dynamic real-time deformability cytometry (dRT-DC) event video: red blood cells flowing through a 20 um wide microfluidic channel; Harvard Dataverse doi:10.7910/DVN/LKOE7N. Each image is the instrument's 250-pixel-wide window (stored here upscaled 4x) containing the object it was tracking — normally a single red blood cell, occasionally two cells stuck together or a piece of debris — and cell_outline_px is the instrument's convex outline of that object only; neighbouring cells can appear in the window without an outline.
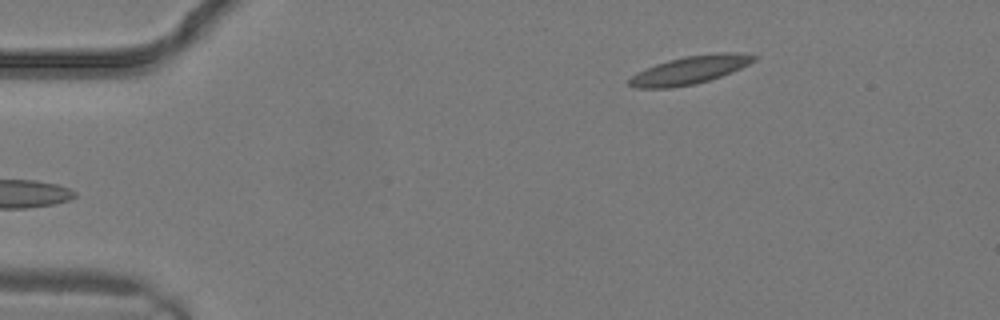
{"species": "common noctule bat (a hibernating species)", "species_latin": "Nyctalus noctula", "temperature_condition": "warm", "stored_images_in_passage": 4, "camera_frame_rate_fps": 3000, "um_per_image_px": 0.085, "animal": {"sex": "male", "body_mass_g": 19.2, "forearm_length_mm": 51.8}, "frame": {"image": 1, "passage_image": 4, "time_ms": 1.0, "image_size_px": [1000, 320], "cell_outline_px": [[756, 60], [732, 72], [696, 84], [672, 88], [636, 88], [628, 84], [628, 80], [636, 72], [656, 64], [668, 60], [684, 56], [724, 52], [740, 52], [756, 56]], "centroid_in_image_um": [58.62, 5.95], "position_along_channel_um": 26.4, "area_um2": 20.35}}